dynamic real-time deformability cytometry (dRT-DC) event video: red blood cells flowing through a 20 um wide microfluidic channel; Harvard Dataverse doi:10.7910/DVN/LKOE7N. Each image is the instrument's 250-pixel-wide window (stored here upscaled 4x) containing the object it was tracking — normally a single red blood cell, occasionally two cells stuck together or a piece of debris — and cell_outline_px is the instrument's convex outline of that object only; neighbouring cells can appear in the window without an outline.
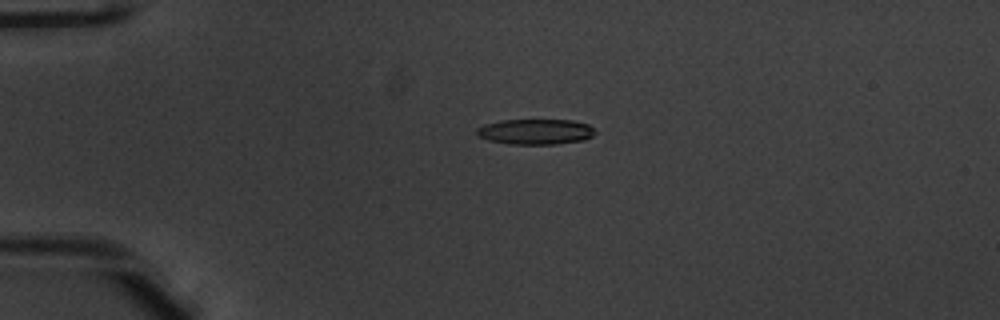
{"species": "common noctule bat (a hibernating species)", "species_latin": "Nyctalus noctula", "temperature_condition": "warm", "stored_images_in_passage": 40, "camera_frame_rate_fps": 3000, "um_per_image_px": 0.085, "animal": {"sex": "male", "body_mass_g": 20.1, "forearm_length_mm": 53.5}, "frame": {"image": 1, "passage_image": 1, "time_ms": 0.0, "image_size_px": [1000, 320], "cell_outline_px": [[596, 132], [592, 136], [584, 140], [556, 144], [508, 144], [488, 140], [480, 136], [476, 132], [476, 128], [484, 124], [500, 120], [572, 120], [588, 124]], "centroid_in_image_um": [45.51, 11.19], "position_along_channel_um": 39.5, "area_um2": 17.57}}
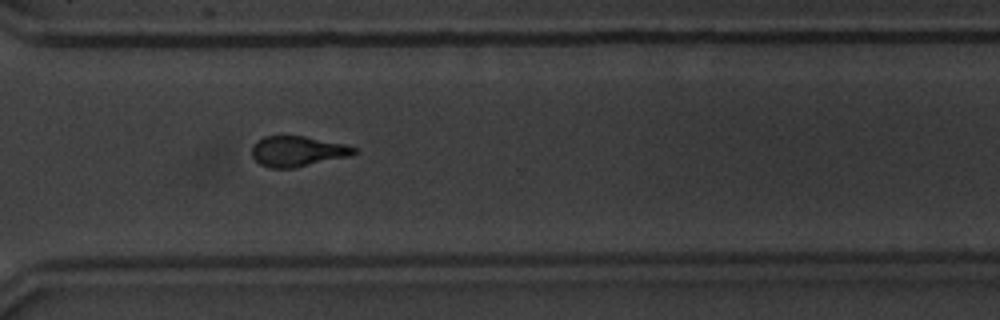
{"frame": {"image": 2, "passage_image": 27, "time_ms": 8.667, "image_size_px": [1000, 320], "cell_outline_px": [[356, 152], [352, 156], [292, 168], [268, 168], [260, 164], [252, 156], [252, 144], [256, 140], [264, 136], [304, 136], [344, 144], [356, 148]], "centroid_in_image_um": [25.26, 12.86], "position_along_channel_um": 345.3, "area_um2": 18.15}}
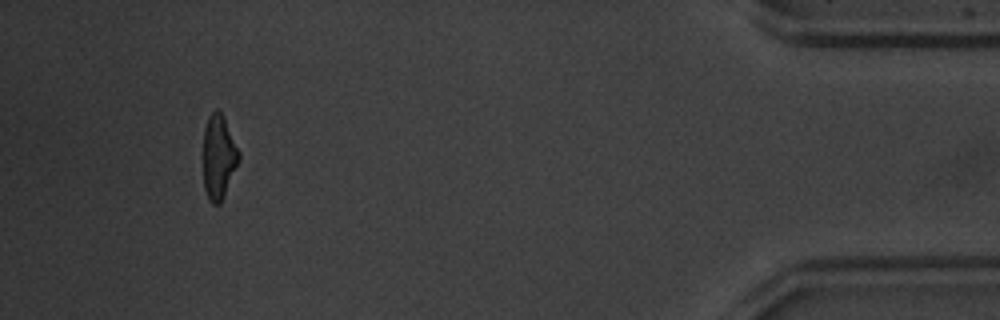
{"frame": {"image": 3, "passage_image": 37, "time_ms": 12.0, "image_size_px": [1000, 320], "cell_outline_px": [[240, 160], [224, 196], [220, 204], [212, 204], [208, 200], [204, 188], [204, 128], [208, 116], [216, 108], [220, 112], [240, 152]], "centroid_in_image_um": [18.58, 13.39], "position_along_channel_um": 416.6, "area_um2": 17.34}, "authors_computed_cell_mechanics": {"area_um2": 18.4671, "velocity_mm_per_s": 3.9688, "shape_relaxation_time_tau1_ms": 3.5106, "shape_relaxation_time_tau2_ms": 2.7002, "deformation_change_tau1": 0.1587, "deformation_change_tau2": 0.1222}}